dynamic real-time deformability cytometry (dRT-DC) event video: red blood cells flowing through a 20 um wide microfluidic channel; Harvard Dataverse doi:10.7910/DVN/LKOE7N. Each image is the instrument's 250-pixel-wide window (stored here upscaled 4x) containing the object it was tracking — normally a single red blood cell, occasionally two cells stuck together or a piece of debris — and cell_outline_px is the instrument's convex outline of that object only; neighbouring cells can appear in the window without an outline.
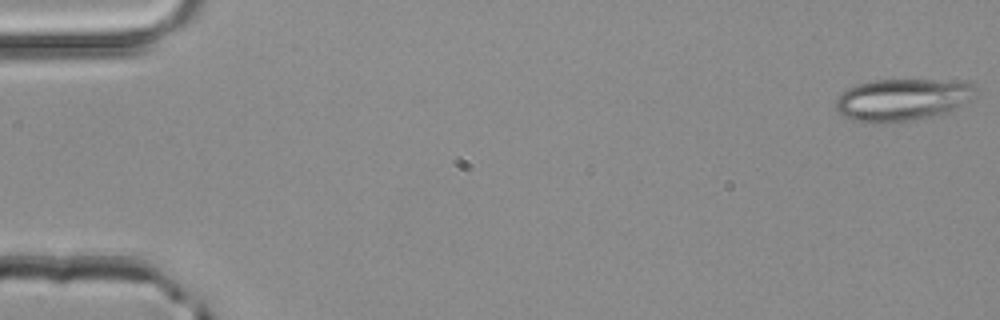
{"species": "common noctule bat (a hibernating species)", "species_latin": "Nyctalus noctula", "temperature_condition": "room temperature", "stored_images_in_passage": 4, "camera_frame_rate_fps": 3000, "um_per_image_px": 0.085, "animal": {"sex": "male", "body_mass_g": 20.4}, "frame": {"image": 1, "passage_image": 1, "time_ms": 0.0, "image_size_px": [1000, 320], "cell_outline_px": [[976, 88], [968, 100], [956, 108], [948, 112], [936, 116], [912, 120], [876, 124], [852, 120], [836, 112], [836, 100], [840, 92], [856, 84], [872, 80], [964, 80], [976, 84]], "centroid_in_image_um": [76.67, 8.47], "position_along_channel_um": 8.3, "area_um2": 34.74}}